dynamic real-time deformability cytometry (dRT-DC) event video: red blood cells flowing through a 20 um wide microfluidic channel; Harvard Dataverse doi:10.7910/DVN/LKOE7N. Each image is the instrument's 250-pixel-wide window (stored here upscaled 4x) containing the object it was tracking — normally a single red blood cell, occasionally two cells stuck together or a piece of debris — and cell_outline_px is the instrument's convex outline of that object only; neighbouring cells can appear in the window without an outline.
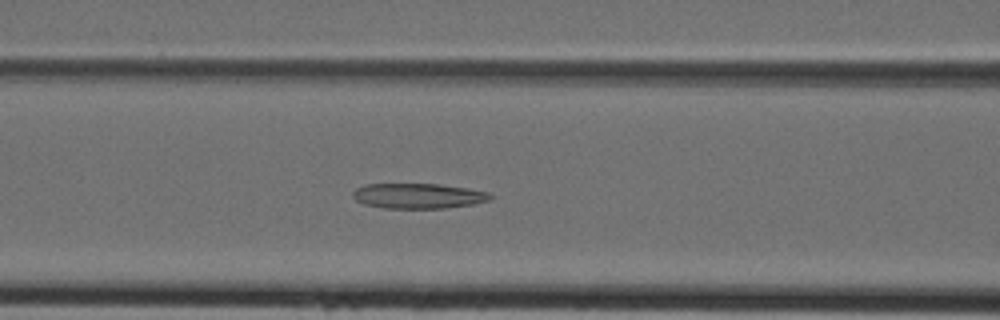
{"species": "Egyptian fruit bat (a non-hibernating species)", "species_latin": "Rousettus aegyptiacus", "temperature_condition": "cold", "stored_images_in_passage": 39, "camera_frame_rate_fps": 3000, "um_per_image_px": 0.085, "animal": {"sex": "female"}, "frame": {"image": 1, "passage_image": 14, "time_ms": 4.333, "image_size_px": [1000, 320], "cell_outline_px": [[492, 196], [488, 200], [472, 204], [444, 208], [384, 208], [364, 204], [356, 200], [352, 196], [352, 192], [356, 188], [368, 184], [440, 184], [468, 188], [488, 192]], "centroid_in_image_um": [35.52, 16.65], "position_along_channel_um": 131.1, "area_um2": 20.06}}
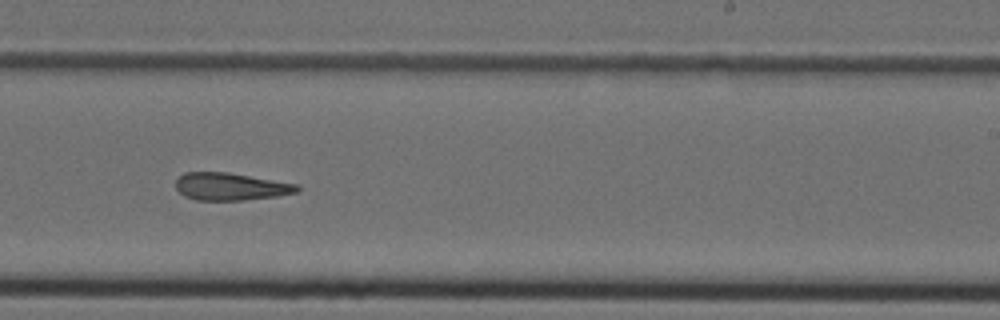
{"frame": {"image": 2, "passage_image": 23, "time_ms": 7.333, "image_size_px": [1000, 320], "cell_outline_px": [[300, 192], [276, 196], [244, 200], [196, 200], [184, 196], [176, 188], [176, 180], [184, 172], [228, 172], [300, 184]], "centroid_in_image_um": [19.64, 15.85], "position_along_channel_um": 269.4, "area_um2": 19.59}}
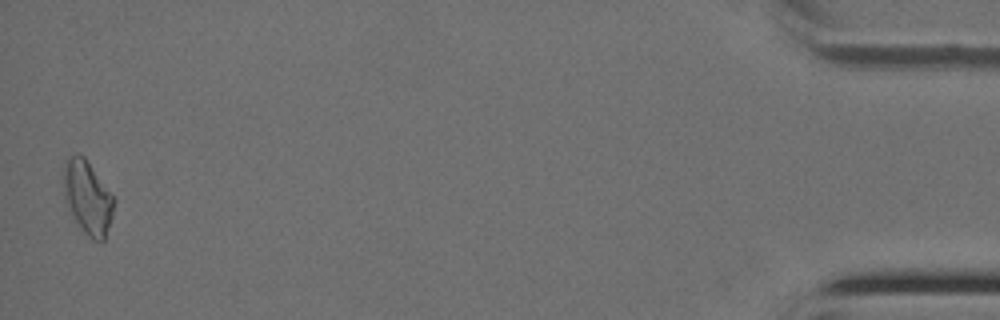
{"frame": {"image": 3, "passage_image": 39, "time_ms": 12.667, "image_size_px": [1000, 320], "cell_outline_px": [[116, 200], [112, 216], [104, 240], [92, 240], [72, 220], [64, 200], [64, 160], [68, 156], [76, 152], [80, 152], [84, 156]], "centroid_in_image_um": [7.41, 16.77], "position_along_channel_um": 427.8, "area_um2": 21.91}}